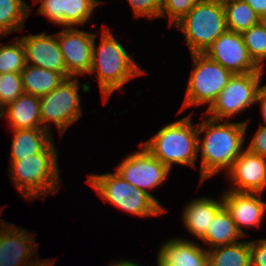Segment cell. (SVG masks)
Returning a JSON list of instances; mask_svg holds the SVG:
<instances>
[{"instance_id": "6da1fadb", "label": "cell", "mask_w": 266, "mask_h": 266, "mask_svg": "<svg viewBox=\"0 0 266 266\" xmlns=\"http://www.w3.org/2000/svg\"><path fill=\"white\" fill-rule=\"evenodd\" d=\"M204 120L197 125L198 154L201 153L200 181L203 183L213 175L226 173L235 159L245 149V137L251 119L241 122L214 120L202 115ZM204 133V137L202 135Z\"/></svg>"}, {"instance_id": "7a4b0ae2", "label": "cell", "mask_w": 266, "mask_h": 266, "mask_svg": "<svg viewBox=\"0 0 266 266\" xmlns=\"http://www.w3.org/2000/svg\"><path fill=\"white\" fill-rule=\"evenodd\" d=\"M96 34L93 44L90 72L99 82L103 103L116 90H122L124 84L136 76L144 74V70L128 53L125 47L115 38L110 29L101 31L100 44L96 45Z\"/></svg>"}, {"instance_id": "3957f363", "label": "cell", "mask_w": 266, "mask_h": 266, "mask_svg": "<svg viewBox=\"0 0 266 266\" xmlns=\"http://www.w3.org/2000/svg\"><path fill=\"white\" fill-rule=\"evenodd\" d=\"M54 143L43 153L9 163L10 179L21 197L28 201L56 194L62 185L58 169L59 152Z\"/></svg>"}, {"instance_id": "277c9868", "label": "cell", "mask_w": 266, "mask_h": 266, "mask_svg": "<svg viewBox=\"0 0 266 266\" xmlns=\"http://www.w3.org/2000/svg\"><path fill=\"white\" fill-rule=\"evenodd\" d=\"M191 116L162 126L153 137L140 143L170 171L174 164L196 167L198 123L193 124Z\"/></svg>"}, {"instance_id": "5b68a950", "label": "cell", "mask_w": 266, "mask_h": 266, "mask_svg": "<svg viewBox=\"0 0 266 266\" xmlns=\"http://www.w3.org/2000/svg\"><path fill=\"white\" fill-rule=\"evenodd\" d=\"M105 202L142 218L160 216L166 211L146 192L131 185L115 172L89 174L86 180Z\"/></svg>"}, {"instance_id": "8992f818", "label": "cell", "mask_w": 266, "mask_h": 266, "mask_svg": "<svg viewBox=\"0 0 266 266\" xmlns=\"http://www.w3.org/2000/svg\"><path fill=\"white\" fill-rule=\"evenodd\" d=\"M174 26L182 31L190 54L204 53L227 30L222 0L199 1Z\"/></svg>"}, {"instance_id": "52a82bcc", "label": "cell", "mask_w": 266, "mask_h": 266, "mask_svg": "<svg viewBox=\"0 0 266 266\" xmlns=\"http://www.w3.org/2000/svg\"><path fill=\"white\" fill-rule=\"evenodd\" d=\"M191 58L193 68L180 111L205 104L209 108L233 76L204 53H191Z\"/></svg>"}, {"instance_id": "ba28073f", "label": "cell", "mask_w": 266, "mask_h": 266, "mask_svg": "<svg viewBox=\"0 0 266 266\" xmlns=\"http://www.w3.org/2000/svg\"><path fill=\"white\" fill-rule=\"evenodd\" d=\"M78 77L66 78L52 92L40 97V118L42 127L51 132L49 123L56 125L59 135L81 118V96Z\"/></svg>"}, {"instance_id": "9c48e42d", "label": "cell", "mask_w": 266, "mask_h": 266, "mask_svg": "<svg viewBox=\"0 0 266 266\" xmlns=\"http://www.w3.org/2000/svg\"><path fill=\"white\" fill-rule=\"evenodd\" d=\"M263 75L264 72L233 74L203 114L214 120H234L239 113L256 104Z\"/></svg>"}, {"instance_id": "30bf717a", "label": "cell", "mask_w": 266, "mask_h": 266, "mask_svg": "<svg viewBox=\"0 0 266 266\" xmlns=\"http://www.w3.org/2000/svg\"><path fill=\"white\" fill-rule=\"evenodd\" d=\"M141 150L127 155L126 158L116 167V172L131 185L143 190L150 195L165 211L166 208L149 190L156 189L170 175V170L156 159L142 144Z\"/></svg>"}, {"instance_id": "8fae6325", "label": "cell", "mask_w": 266, "mask_h": 266, "mask_svg": "<svg viewBox=\"0 0 266 266\" xmlns=\"http://www.w3.org/2000/svg\"><path fill=\"white\" fill-rule=\"evenodd\" d=\"M63 55L67 78L84 76L90 72L95 33L64 27L56 33Z\"/></svg>"}, {"instance_id": "7c38bea8", "label": "cell", "mask_w": 266, "mask_h": 266, "mask_svg": "<svg viewBox=\"0 0 266 266\" xmlns=\"http://www.w3.org/2000/svg\"><path fill=\"white\" fill-rule=\"evenodd\" d=\"M232 74L265 72L250 58L241 33L226 30L204 52Z\"/></svg>"}, {"instance_id": "4fadbf2b", "label": "cell", "mask_w": 266, "mask_h": 266, "mask_svg": "<svg viewBox=\"0 0 266 266\" xmlns=\"http://www.w3.org/2000/svg\"><path fill=\"white\" fill-rule=\"evenodd\" d=\"M33 234L0 219V266H25L33 261L38 253Z\"/></svg>"}, {"instance_id": "5bb4252c", "label": "cell", "mask_w": 266, "mask_h": 266, "mask_svg": "<svg viewBox=\"0 0 266 266\" xmlns=\"http://www.w3.org/2000/svg\"><path fill=\"white\" fill-rule=\"evenodd\" d=\"M231 190L242 193H263L266 188V158L245 148L225 173Z\"/></svg>"}, {"instance_id": "9a60e30c", "label": "cell", "mask_w": 266, "mask_h": 266, "mask_svg": "<svg viewBox=\"0 0 266 266\" xmlns=\"http://www.w3.org/2000/svg\"><path fill=\"white\" fill-rule=\"evenodd\" d=\"M261 193H242L226 190L221 195L238 231L246 236L243 228L260 227L266 216V201ZM263 221V222H262Z\"/></svg>"}, {"instance_id": "2e32d148", "label": "cell", "mask_w": 266, "mask_h": 266, "mask_svg": "<svg viewBox=\"0 0 266 266\" xmlns=\"http://www.w3.org/2000/svg\"><path fill=\"white\" fill-rule=\"evenodd\" d=\"M19 38L25 49L26 64L62 73L67 78V70L56 33L50 35L43 32Z\"/></svg>"}, {"instance_id": "e0dca14e", "label": "cell", "mask_w": 266, "mask_h": 266, "mask_svg": "<svg viewBox=\"0 0 266 266\" xmlns=\"http://www.w3.org/2000/svg\"><path fill=\"white\" fill-rule=\"evenodd\" d=\"M159 247L157 266H208V251L193 240L169 238Z\"/></svg>"}, {"instance_id": "ac0fdd59", "label": "cell", "mask_w": 266, "mask_h": 266, "mask_svg": "<svg viewBox=\"0 0 266 266\" xmlns=\"http://www.w3.org/2000/svg\"><path fill=\"white\" fill-rule=\"evenodd\" d=\"M222 197L218 200L212 197H198L186 203L182 211L184 226L194 237L201 239L210 226L216 213L223 207Z\"/></svg>"}, {"instance_id": "d6986e66", "label": "cell", "mask_w": 266, "mask_h": 266, "mask_svg": "<svg viewBox=\"0 0 266 266\" xmlns=\"http://www.w3.org/2000/svg\"><path fill=\"white\" fill-rule=\"evenodd\" d=\"M11 129L43 128L40 118V97L23 93L1 110Z\"/></svg>"}, {"instance_id": "ffe728a7", "label": "cell", "mask_w": 266, "mask_h": 266, "mask_svg": "<svg viewBox=\"0 0 266 266\" xmlns=\"http://www.w3.org/2000/svg\"><path fill=\"white\" fill-rule=\"evenodd\" d=\"M10 161H19L34 154L43 153L55 140L53 133L44 128L11 129Z\"/></svg>"}, {"instance_id": "44dd1931", "label": "cell", "mask_w": 266, "mask_h": 266, "mask_svg": "<svg viewBox=\"0 0 266 266\" xmlns=\"http://www.w3.org/2000/svg\"><path fill=\"white\" fill-rule=\"evenodd\" d=\"M244 236L238 231L229 211L223 206L211 221L205 235L200 239L209 248L235 244Z\"/></svg>"}, {"instance_id": "7402d4cb", "label": "cell", "mask_w": 266, "mask_h": 266, "mask_svg": "<svg viewBox=\"0 0 266 266\" xmlns=\"http://www.w3.org/2000/svg\"><path fill=\"white\" fill-rule=\"evenodd\" d=\"M24 93L41 97L52 92L66 77L59 72L26 64L21 71Z\"/></svg>"}, {"instance_id": "603a6c76", "label": "cell", "mask_w": 266, "mask_h": 266, "mask_svg": "<svg viewBox=\"0 0 266 266\" xmlns=\"http://www.w3.org/2000/svg\"><path fill=\"white\" fill-rule=\"evenodd\" d=\"M208 251V266H251L250 240L218 246Z\"/></svg>"}, {"instance_id": "cb8c5ba5", "label": "cell", "mask_w": 266, "mask_h": 266, "mask_svg": "<svg viewBox=\"0 0 266 266\" xmlns=\"http://www.w3.org/2000/svg\"><path fill=\"white\" fill-rule=\"evenodd\" d=\"M32 8L24 0H0V37L24 31V24Z\"/></svg>"}, {"instance_id": "d4e9b609", "label": "cell", "mask_w": 266, "mask_h": 266, "mask_svg": "<svg viewBox=\"0 0 266 266\" xmlns=\"http://www.w3.org/2000/svg\"><path fill=\"white\" fill-rule=\"evenodd\" d=\"M222 4L229 31L243 33L261 21V18L243 0H222Z\"/></svg>"}, {"instance_id": "484cf974", "label": "cell", "mask_w": 266, "mask_h": 266, "mask_svg": "<svg viewBox=\"0 0 266 266\" xmlns=\"http://www.w3.org/2000/svg\"><path fill=\"white\" fill-rule=\"evenodd\" d=\"M248 54L253 62L262 70L266 60V20L241 33Z\"/></svg>"}, {"instance_id": "4316f807", "label": "cell", "mask_w": 266, "mask_h": 266, "mask_svg": "<svg viewBox=\"0 0 266 266\" xmlns=\"http://www.w3.org/2000/svg\"><path fill=\"white\" fill-rule=\"evenodd\" d=\"M9 43L0 42V74L21 73L26 66L24 46L18 36Z\"/></svg>"}, {"instance_id": "83f0119b", "label": "cell", "mask_w": 266, "mask_h": 266, "mask_svg": "<svg viewBox=\"0 0 266 266\" xmlns=\"http://www.w3.org/2000/svg\"><path fill=\"white\" fill-rule=\"evenodd\" d=\"M103 1L99 0H64V27H76L86 24Z\"/></svg>"}, {"instance_id": "f1b7e54d", "label": "cell", "mask_w": 266, "mask_h": 266, "mask_svg": "<svg viewBox=\"0 0 266 266\" xmlns=\"http://www.w3.org/2000/svg\"><path fill=\"white\" fill-rule=\"evenodd\" d=\"M24 93L22 75L17 72L0 74V109L14 102Z\"/></svg>"}, {"instance_id": "f546056e", "label": "cell", "mask_w": 266, "mask_h": 266, "mask_svg": "<svg viewBox=\"0 0 266 266\" xmlns=\"http://www.w3.org/2000/svg\"><path fill=\"white\" fill-rule=\"evenodd\" d=\"M201 0H162L160 18L169 19V27L179 22Z\"/></svg>"}, {"instance_id": "4dcf8cb0", "label": "cell", "mask_w": 266, "mask_h": 266, "mask_svg": "<svg viewBox=\"0 0 266 266\" xmlns=\"http://www.w3.org/2000/svg\"><path fill=\"white\" fill-rule=\"evenodd\" d=\"M33 3H40L37 14L47 17L53 25L64 27V0H33Z\"/></svg>"}, {"instance_id": "1f68e13d", "label": "cell", "mask_w": 266, "mask_h": 266, "mask_svg": "<svg viewBox=\"0 0 266 266\" xmlns=\"http://www.w3.org/2000/svg\"><path fill=\"white\" fill-rule=\"evenodd\" d=\"M135 18L146 17L150 20L160 18L162 0H128Z\"/></svg>"}, {"instance_id": "d6a6232c", "label": "cell", "mask_w": 266, "mask_h": 266, "mask_svg": "<svg viewBox=\"0 0 266 266\" xmlns=\"http://www.w3.org/2000/svg\"><path fill=\"white\" fill-rule=\"evenodd\" d=\"M251 266H266V238L250 240Z\"/></svg>"}, {"instance_id": "836d02e7", "label": "cell", "mask_w": 266, "mask_h": 266, "mask_svg": "<svg viewBox=\"0 0 266 266\" xmlns=\"http://www.w3.org/2000/svg\"><path fill=\"white\" fill-rule=\"evenodd\" d=\"M246 147L250 152L266 158V127L259 126Z\"/></svg>"}, {"instance_id": "e575fe53", "label": "cell", "mask_w": 266, "mask_h": 266, "mask_svg": "<svg viewBox=\"0 0 266 266\" xmlns=\"http://www.w3.org/2000/svg\"><path fill=\"white\" fill-rule=\"evenodd\" d=\"M245 1L261 18L266 20V0H243Z\"/></svg>"}, {"instance_id": "d590c367", "label": "cell", "mask_w": 266, "mask_h": 266, "mask_svg": "<svg viewBox=\"0 0 266 266\" xmlns=\"http://www.w3.org/2000/svg\"><path fill=\"white\" fill-rule=\"evenodd\" d=\"M260 104V112L263 118V122L265 124H261L260 126L266 127V84L260 86L259 93H258V99L257 102Z\"/></svg>"}, {"instance_id": "8d00e7d4", "label": "cell", "mask_w": 266, "mask_h": 266, "mask_svg": "<svg viewBox=\"0 0 266 266\" xmlns=\"http://www.w3.org/2000/svg\"><path fill=\"white\" fill-rule=\"evenodd\" d=\"M55 265L54 262H53V259L52 261L48 260L45 258V260H43L42 258H38V259H33V261L27 263L25 266H53Z\"/></svg>"}, {"instance_id": "74e56055", "label": "cell", "mask_w": 266, "mask_h": 266, "mask_svg": "<svg viewBox=\"0 0 266 266\" xmlns=\"http://www.w3.org/2000/svg\"><path fill=\"white\" fill-rule=\"evenodd\" d=\"M109 266H142V265L138 264L137 262H133V260L120 259L119 261L115 260V262H111Z\"/></svg>"}]
</instances>
